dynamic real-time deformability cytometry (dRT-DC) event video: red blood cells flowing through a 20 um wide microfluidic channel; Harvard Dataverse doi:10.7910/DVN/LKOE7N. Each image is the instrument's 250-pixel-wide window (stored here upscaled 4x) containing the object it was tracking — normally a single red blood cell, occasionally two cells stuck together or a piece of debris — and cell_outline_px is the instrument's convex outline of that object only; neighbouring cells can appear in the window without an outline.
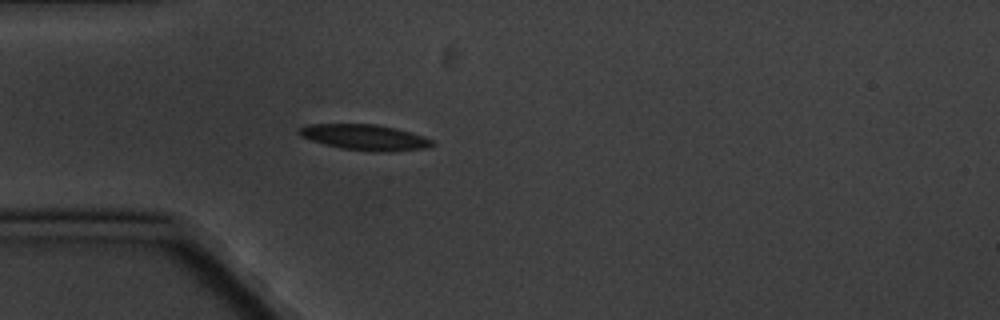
{"species": "common noctule bat (a hibernating species)", "species_latin": "Nyctalus noctula", "temperature_condition": "cold", "stored_images_in_passage": 4, "camera_frame_rate_fps": 3000, "um_per_image_px": 0.085, "animal": {"sex": "male", "body_mass_g": 20.1, "forearm_length_mm": 53.5}, "frame": {"image": 1, "passage_image": 4, "time_ms": 4.333, "image_size_px": [1000, 320], "cell_outline_px": [[436, 144], [428, 148], [388, 152], [372, 152], [340, 148], [324, 144], [300, 136], [296, 132], [300, 128], [308, 124], [376, 124], [396, 128], [424, 136], [432, 140]], "centroid_in_image_um": [31.04, 11.68], "position_along_channel_um": 54.0, "area_um2": 20.11}}